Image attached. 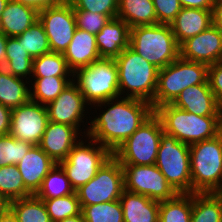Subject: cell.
<instances>
[{"mask_svg":"<svg viewBox=\"0 0 222 222\" xmlns=\"http://www.w3.org/2000/svg\"><path fill=\"white\" fill-rule=\"evenodd\" d=\"M216 0H180L183 8L211 10Z\"/></svg>","mask_w":222,"mask_h":222,"instance_id":"f6af8a7d","label":"cell"},{"mask_svg":"<svg viewBox=\"0 0 222 222\" xmlns=\"http://www.w3.org/2000/svg\"><path fill=\"white\" fill-rule=\"evenodd\" d=\"M63 55L73 73L101 58L96 46L95 35L79 28H76Z\"/></svg>","mask_w":222,"mask_h":222,"instance_id":"7402d4cb","label":"cell"},{"mask_svg":"<svg viewBox=\"0 0 222 222\" xmlns=\"http://www.w3.org/2000/svg\"><path fill=\"white\" fill-rule=\"evenodd\" d=\"M124 189L145 195L158 202L170 200L178 193L154 165H122Z\"/></svg>","mask_w":222,"mask_h":222,"instance_id":"7c38bea8","label":"cell"},{"mask_svg":"<svg viewBox=\"0 0 222 222\" xmlns=\"http://www.w3.org/2000/svg\"><path fill=\"white\" fill-rule=\"evenodd\" d=\"M129 46L148 62L161 69L180 56L170 24H155L130 28Z\"/></svg>","mask_w":222,"mask_h":222,"instance_id":"5b68a950","label":"cell"},{"mask_svg":"<svg viewBox=\"0 0 222 222\" xmlns=\"http://www.w3.org/2000/svg\"><path fill=\"white\" fill-rule=\"evenodd\" d=\"M179 49L182 59L212 65L222 61V32L211 25L198 35L184 41Z\"/></svg>","mask_w":222,"mask_h":222,"instance_id":"2e32d148","label":"cell"},{"mask_svg":"<svg viewBox=\"0 0 222 222\" xmlns=\"http://www.w3.org/2000/svg\"><path fill=\"white\" fill-rule=\"evenodd\" d=\"M221 133H222V112H221Z\"/></svg>","mask_w":222,"mask_h":222,"instance_id":"db71d44e","label":"cell"},{"mask_svg":"<svg viewBox=\"0 0 222 222\" xmlns=\"http://www.w3.org/2000/svg\"><path fill=\"white\" fill-rule=\"evenodd\" d=\"M73 78L91 107L120 97L118 68L114 58H100L89 66L76 70Z\"/></svg>","mask_w":222,"mask_h":222,"instance_id":"8992f818","label":"cell"},{"mask_svg":"<svg viewBox=\"0 0 222 222\" xmlns=\"http://www.w3.org/2000/svg\"><path fill=\"white\" fill-rule=\"evenodd\" d=\"M48 122L46 105L29 100L12 109L9 134L18 140L39 145Z\"/></svg>","mask_w":222,"mask_h":222,"instance_id":"5bb4252c","label":"cell"},{"mask_svg":"<svg viewBox=\"0 0 222 222\" xmlns=\"http://www.w3.org/2000/svg\"><path fill=\"white\" fill-rule=\"evenodd\" d=\"M75 193L64 169L56 164L44 178L41 188L35 194L40 199H52Z\"/></svg>","mask_w":222,"mask_h":222,"instance_id":"1f68e13d","label":"cell"},{"mask_svg":"<svg viewBox=\"0 0 222 222\" xmlns=\"http://www.w3.org/2000/svg\"><path fill=\"white\" fill-rule=\"evenodd\" d=\"M114 60L118 68L120 97L123 95L127 98L144 100L153 107L159 68L140 56L130 46Z\"/></svg>","mask_w":222,"mask_h":222,"instance_id":"7a4b0ae2","label":"cell"},{"mask_svg":"<svg viewBox=\"0 0 222 222\" xmlns=\"http://www.w3.org/2000/svg\"><path fill=\"white\" fill-rule=\"evenodd\" d=\"M77 28L91 34H98L104 25L112 18L105 14L93 13L84 10L73 9Z\"/></svg>","mask_w":222,"mask_h":222,"instance_id":"f35d334b","label":"cell"},{"mask_svg":"<svg viewBox=\"0 0 222 222\" xmlns=\"http://www.w3.org/2000/svg\"><path fill=\"white\" fill-rule=\"evenodd\" d=\"M124 190V174L120 162L112 155L87 183L78 188L81 206L119 200Z\"/></svg>","mask_w":222,"mask_h":222,"instance_id":"8fae6325","label":"cell"},{"mask_svg":"<svg viewBox=\"0 0 222 222\" xmlns=\"http://www.w3.org/2000/svg\"><path fill=\"white\" fill-rule=\"evenodd\" d=\"M212 25L211 10L182 8L170 26L177 44L198 35Z\"/></svg>","mask_w":222,"mask_h":222,"instance_id":"44dd1931","label":"cell"},{"mask_svg":"<svg viewBox=\"0 0 222 222\" xmlns=\"http://www.w3.org/2000/svg\"><path fill=\"white\" fill-rule=\"evenodd\" d=\"M9 208V202L0 194V215Z\"/></svg>","mask_w":222,"mask_h":222,"instance_id":"f907efd6","label":"cell"},{"mask_svg":"<svg viewBox=\"0 0 222 222\" xmlns=\"http://www.w3.org/2000/svg\"><path fill=\"white\" fill-rule=\"evenodd\" d=\"M16 38L32 58L51 52L44 26L39 20Z\"/></svg>","mask_w":222,"mask_h":222,"instance_id":"e575fe53","label":"cell"},{"mask_svg":"<svg viewBox=\"0 0 222 222\" xmlns=\"http://www.w3.org/2000/svg\"><path fill=\"white\" fill-rule=\"evenodd\" d=\"M9 0H0V18Z\"/></svg>","mask_w":222,"mask_h":222,"instance_id":"816d5d0a","label":"cell"},{"mask_svg":"<svg viewBox=\"0 0 222 222\" xmlns=\"http://www.w3.org/2000/svg\"><path fill=\"white\" fill-rule=\"evenodd\" d=\"M214 194L222 201V183L220 187L214 192Z\"/></svg>","mask_w":222,"mask_h":222,"instance_id":"f5cc1de1","label":"cell"},{"mask_svg":"<svg viewBox=\"0 0 222 222\" xmlns=\"http://www.w3.org/2000/svg\"><path fill=\"white\" fill-rule=\"evenodd\" d=\"M58 222H85L82 213L73 217L65 218L64 220Z\"/></svg>","mask_w":222,"mask_h":222,"instance_id":"681fc988","label":"cell"},{"mask_svg":"<svg viewBox=\"0 0 222 222\" xmlns=\"http://www.w3.org/2000/svg\"><path fill=\"white\" fill-rule=\"evenodd\" d=\"M208 65L188 61L180 56L159 69L157 90L153 99V109L163 104L172 103L187 87L207 82Z\"/></svg>","mask_w":222,"mask_h":222,"instance_id":"52a82bcc","label":"cell"},{"mask_svg":"<svg viewBox=\"0 0 222 222\" xmlns=\"http://www.w3.org/2000/svg\"><path fill=\"white\" fill-rule=\"evenodd\" d=\"M0 222H18V220L12 210L8 208L3 214L0 215Z\"/></svg>","mask_w":222,"mask_h":222,"instance_id":"c3c4849f","label":"cell"},{"mask_svg":"<svg viewBox=\"0 0 222 222\" xmlns=\"http://www.w3.org/2000/svg\"><path fill=\"white\" fill-rule=\"evenodd\" d=\"M73 74L61 53L49 52L33 58L31 77L73 76Z\"/></svg>","mask_w":222,"mask_h":222,"instance_id":"836d02e7","label":"cell"},{"mask_svg":"<svg viewBox=\"0 0 222 222\" xmlns=\"http://www.w3.org/2000/svg\"><path fill=\"white\" fill-rule=\"evenodd\" d=\"M39 21L44 26L51 52L64 54L77 28L72 5L67 1L46 8L39 12Z\"/></svg>","mask_w":222,"mask_h":222,"instance_id":"4fadbf2b","label":"cell"},{"mask_svg":"<svg viewBox=\"0 0 222 222\" xmlns=\"http://www.w3.org/2000/svg\"><path fill=\"white\" fill-rule=\"evenodd\" d=\"M8 37L0 31V68H3L6 60V44Z\"/></svg>","mask_w":222,"mask_h":222,"instance_id":"7dc6e473","label":"cell"},{"mask_svg":"<svg viewBox=\"0 0 222 222\" xmlns=\"http://www.w3.org/2000/svg\"><path fill=\"white\" fill-rule=\"evenodd\" d=\"M95 38L101 58H116L129 46L130 27L118 17L112 18Z\"/></svg>","mask_w":222,"mask_h":222,"instance_id":"ffe728a7","label":"cell"},{"mask_svg":"<svg viewBox=\"0 0 222 222\" xmlns=\"http://www.w3.org/2000/svg\"><path fill=\"white\" fill-rule=\"evenodd\" d=\"M3 68L14 76L31 81L33 58L16 37H8ZM30 78V79H29Z\"/></svg>","mask_w":222,"mask_h":222,"instance_id":"83f0119b","label":"cell"},{"mask_svg":"<svg viewBox=\"0 0 222 222\" xmlns=\"http://www.w3.org/2000/svg\"><path fill=\"white\" fill-rule=\"evenodd\" d=\"M23 79L0 68V104L12 110L30 100V84Z\"/></svg>","mask_w":222,"mask_h":222,"instance_id":"d4e9b609","label":"cell"},{"mask_svg":"<svg viewBox=\"0 0 222 222\" xmlns=\"http://www.w3.org/2000/svg\"><path fill=\"white\" fill-rule=\"evenodd\" d=\"M88 106L89 104L80 92L79 87L72 81L55 100L46 105V108L49 121L73 126L81 133V136L84 137L88 131L84 130L82 132L80 129L81 125L85 122L83 119L87 115L86 113H89Z\"/></svg>","mask_w":222,"mask_h":222,"instance_id":"9a60e30c","label":"cell"},{"mask_svg":"<svg viewBox=\"0 0 222 222\" xmlns=\"http://www.w3.org/2000/svg\"><path fill=\"white\" fill-rule=\"evenodd\" d=\"M84 138L86 139L83 141L81 138L68 157L59 163L75 191L87 184L112 156V152L105 146L87 136Z\"/></svg>","mask_w":222,"mask_h":222,"instance_id":"30bf717a","label":"cell"},{"mask_svg":"<svg viewBox=\"0 0 222 222\" xmlns=\"http://www.w3.org/2000/svg\"><path fill=\"white\" fill-rule=\"evenodd\" d=\"M163 132L160 118L153 113L112 155L121 165H154Z\"/></svg>","mask_w":222,"mask_h":222,"instance_id":"ba28073f","label":"cell"},{"mask_svg":"<svg viewBox=\"0 0 222 222\" xmlns=\"http://www.w3.org/2000/svg\"><path fill=\"white\" fill-rule=\"evenodd\" d=\"M56 163L40 148L33 145L17 164L25 187L34 195L41 188L44 178Z\"/></svg>","mask_w":222,"mask_h":222,"instance_id":"d6986e66","label":"cell"},{"mask_svg":"<svg viewBox=\"0 0 222 222\" xmlns=\"http://www.w3.org/2000/svg\"><path fill=\"white\" fill-rule=\"evenodd\" d=\"M209 86L222 109V61L208 66Z\"/></svg>","mask_w":222,"mask_h":222,"instance_id":"b9f144b4","label":"cell"},{"mask_svg":"<svg viewBox=\"0 0 222 222\" xmlns=\"http://www.w3.org/2000/svg\"><path fill=\"white\" fill-rule=\"evenodd\" d=\"M31 79L32 81L29 83L33 86L29 87L30 100L47 105L55 100L65 87L73 81V76L31 77Z\"/></svg>","mask_w":222,"mask_h":222,"instance_id":"4316f807","label":"cell"},{"mask_svg":"<svg viewBox=\"0 0 222 222\" xmlns=\"http://www.w3.org/2000/svg\"><path fill=\"white\" fill-rule=\"evenodd\" d=\"M192 193H178L159 202V222H191Z\"/></svg>","mask_w":222,"mask_h":222,"instance_id":"f546056e","label":"cell"},{"mask_svg":"<svg viewBox=\"0 0 222 222\" xmlns=\"http://www.w3.org/2000/svg\"><path fill=\"white\" fill-rule=\"evenodd\" d=\"M23 5L34 8L40 12L49 7H55L66 3L68 0H12Z\"/></svg>","mask_w":222,"mask_h":222,"instance_id":"7bdbcfd3","label":"cell"},{"mask_svg":"<svg viewBox=\"0 0 222 222\" xmlns=\"http://www.w3.org/2000/svg\"><path fill=\"white\" fill-rule=\"evenodd\" d=\"M124 222H159V202L145 195L123 190L120 197Z\"/></svg>","mask_w":222,"mask_h":222,"instance_id":"cb8c5ba5","label":"cell"},{"mask_svg":"<svg viewBox=\"0 0 222 222\" xmlns=\"http://www.w3.org/2000/svg\"><path fill=\"white\" fill-rule=\"evenodd\" d=\"M79 134L81 135L73 126L49 121L39 146L56 164H59L83 138Z\"/></svg>","mask_w":222,"mask_h":222,"instance_id":"e0dca14e","label":"cell"},{"mask_svg":"<svg viewBox=\"0 0 222 222\" xmlns=\"http://www.w3.org/2000/svg\"><path fill=\"white\" fill-rule=\"evenodd\" d=\"M73 9L93 13L105 14L116 18L118 13V0H68Z\"/></svg>","mask_w":222,"mask_h":222,"instance_id":"ab89813d","label":"cell"},{"mask_svg":"<svg viewBox=\"0 0 222 222\" xmlns=\"http://www.w3.org/2000/svg\"><path fill=\"white\" fill-rule=\"evenodd\" d=\"M191 222H222V201L214 193H192Z\"/></svg>","mask_w":222,"mask_h":222,"instance_id":"f1b7e54d","label":"cell"},{"mask_svg":"<svg viewBox=\"0 0 222 222\" xmlns=\"http://www.w3.org/2000/svg\"><path fill=\"white\" fill-rule=\"evenodd\" d=\"M171 104L197 116H221L222 112L208 81L185 88Z\"/></svg>","mask_w":222,"mask_h":222,"instance_id":"ac0fdd59","label":"cell"},{"mask_svg":"<svg viewBox=\"0 0 222 222\" xmlns=\"http://www.w3.org/2000/svg\"><path fill=\"white\" fill-rule=\"evenodd\" d=\"M39 20L34 8L9 0L0 18V31L7 37L21 35Z\"/></svg>","mask_w":222,"mask_h":222,"instance_id":"603a6c76","label":"cell"},{"mask_svg":"<svg viewBox=\"0 0 222 222\" xmlns=\"http://www.w3.org/2000/svg\"><path fill=\"white\" fill-rule=\"evenodd\" d=\"M0 194L8 202L33 195L25 187L17 165L0 167Z\"/></svg>","mask_w":222,"mask_h":222,"instance_id":"d6a6232c","label":"cell"},{"mask_svg":"<svg viewBox=\"0 0 222 222\" xmlns=\"http://www.w3.org/2000/svg\"><path fill=\"white\" fill-rule=\"evenodd\" d=\"M117 17L130 28L157 24L152 0H118Z\"/></svg>","mask_w":222,"mask_h":222,"instance_id":"484cf974","label":"cell"},{"mask_svg":"<svg viewBox=\"0 0 222 222\" xmlns=\"http://www.w3.org/2000/svg\"><path fill=\"white\" fill-rule=\"evenodd\" d=\"M212 25L222 32V0H216L212 9Z\"/></svg>","mask_w":222,"mask_h":222,"instance_id":"bcb514c9","label":"cell"},{"mask_svg":"<svg viewBox=\"0 0 222 222\" xmlns=\"http://www.w3.org/2000/svg\"><path fill=\"white\" fill-rule=\"evenodd\" d=\"M18 222H52L42 199L35 194L9 202Z\"/></svg>","mask_w":222,"mask_h":222,"instance_id":"4dcf8cb0","label":"cell"},{"mask_svg":"<svg viewBox=\"0 0 222 222\" xmlns=\"http://www.w3.org/2000/svg\"><path fill=\"white\" fill-rule=\"evenodd\" d=\"M97 104L95 110L103 106L107 110L89 119L86 136L112 153L154 113L149 102L136 98L121 96Z\"/></svg>","mask_w":222,"mask_h":222,"instance_id":"6da1fadb","label":"cell"},{"mask_svg":"<svg viewBox=\"0 0 222 222\" xmlns=\"http://www.w3.org/2000/svg\"><path fill=\"white\" fill-rule=\"evenodd\" d=\"M155 13L157 16V24H171L175 17L183 8L180 0H152Z\"/></svg>","mask_w":222,"mask_h":222,"instance_id":"60d3db41","label":"cell"},{"mask_svg":"<svg viewBox=\"0 0 222 222\" xmlns=\"http://www.w3.org/2000/svg\"><path fill=\"white\" fill-rule=\"evenodd\" d=\"M42 200L52 222L81 214L82 208L76 192L59 198Z\"/></svg>","mask_w":222,"mask_h":222,"instance_id":"8d00e7d4","label":"cell"},{"mask_svg":"<svg viewBox=\"0 0 222 222\" xmlns=\"http://www.w3.org/2000/svg\"><path fill=\"white\" fill-rule=\"evenodd\" d=\"M85 222H124L120 200L81 206Z\"/></svg>","mask_w":222,"mask_h":222,"instance_id":"d590c367","label":"cell"},{"mask_svg":"<svg viewBox=\"0 0 222 222\" xmlns=\"http://www.w3.org/2000/svg\"><path fill=\"white\" fill-rule=\"evenodd\" d=\"M12 110L0 104V135L10 133Z\"/></svg>","mask_w":222,"mask_h":222,"instance_id":"ee69618b","label":"cell"},{"mask_svg":"<svg viewBox=\"0 0 222 222\" xmlns=\"http://www.w3.org/2000/svg\"><path fill=\"white\" fill-rule=\"evenodd\" d=\"M155 165L177 193H191L190 147L163 132Z\"/></svg>","mask_w":222,"mask_h":222,"instance_id":"9c48e42d","label":"cell"},{"mask_svg":"<svg viewBox=\"0 0 222 222\" xmlns=\"http://www.w3.org/2000/svg\"><path fill=\"white\" fill-rule=\"evenodd\" d=\"M189 147L191 193H214L222 183V133Z\"/></svg>","mask_w":222,"mask_h":222,"instance_id":"277c9868","label":"cell"},{"mask_svg":"<svg viewBox=\"0 0 222 222\" xmlns=\"http://www.w3.org/2000/svg\"><path fill=\"white\" fill-rule=\"evenodd\" d=\"M166 134L191 145L209 140L221 133V116H197L172 105L163 104L154 110Z\"/></svg>","mask_w":222,"mask_h":222,"instance_id":"3957f363","label":"cell"},{"mask_svg":"<svg viewBox=\"0 0 222 222\" xmlns=\"http://www.w3.org/2000/svg\"><path fill=\"white\" fill-rule=\"evenodd\" d=\"M32 146L10 134L0 135V167L17 165Z\"/></svg>","mask_w":222,"mask_h":222,"instance_id":"74e56055","label":"cell"}]
</instances>
